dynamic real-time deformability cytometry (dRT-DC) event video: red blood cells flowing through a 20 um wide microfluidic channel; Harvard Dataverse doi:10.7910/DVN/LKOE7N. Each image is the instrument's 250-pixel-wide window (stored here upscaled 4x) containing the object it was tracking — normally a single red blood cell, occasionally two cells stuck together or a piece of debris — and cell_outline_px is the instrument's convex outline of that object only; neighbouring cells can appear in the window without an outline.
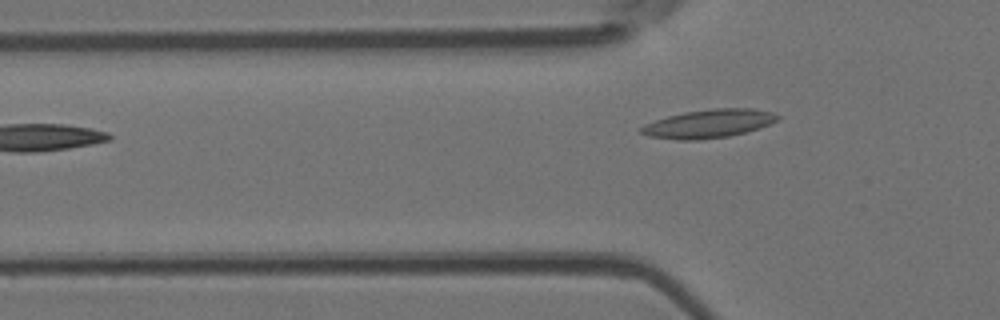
{"species": "Egyptian fruit bat (a non-hibernating species)", "species_latin": "Rousettus aegyptiacus", "temperature_condition": "room temperature", "stored_images_in_passage": 5, "camera_frame_rate_fps": 3000, "um_per_image_px": 0.085, "animal": {"sex": "female"}, "frame": {"image": 1, "passage_image": 5, "time_ms": 4.667, "image_size_px": [1000, 320], "cell_outline_px": [[780, 116], [776, 120], [768, 124], [744, 132], [728, 136], [696, 140], [676, 140], [648, 136], [640, 132], [640, 128], [644, 124], [668, 116], [684, 112], [712, 108], [752, 108], [772, 112]], "centroid_in_image_um": [60.19, 10.5], "position_along_channel_um": 65.6, "area_um2": 22.37}}